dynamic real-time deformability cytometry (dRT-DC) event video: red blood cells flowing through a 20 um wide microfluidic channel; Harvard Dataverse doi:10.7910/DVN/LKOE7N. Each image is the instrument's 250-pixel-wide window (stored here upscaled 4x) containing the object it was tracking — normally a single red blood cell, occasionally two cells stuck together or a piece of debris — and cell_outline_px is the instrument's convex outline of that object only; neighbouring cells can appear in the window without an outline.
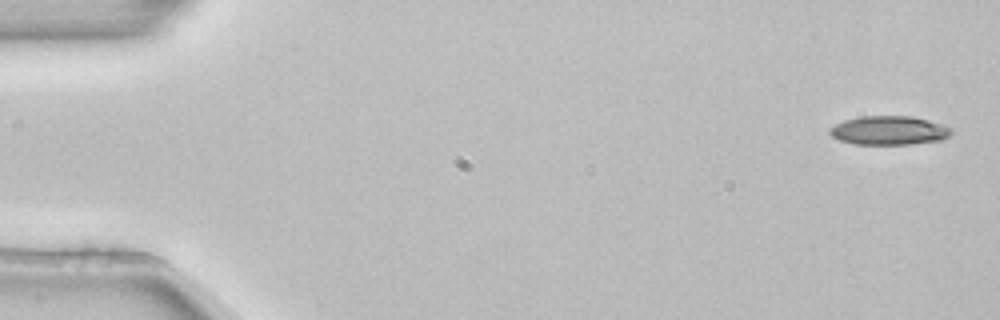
{"species": "common noctule bat (a hibernating species)", "species_latin": "Nyctalus noctula", "temperature_condition": "room temperature", "stored_images_in_passage": 4, "camera_frame_rate_fps": 3000, "um_per_image_px": 0.085, "animal": {"sex": "female", "body_mass_g": 22.7, "forearm_length_mm": 54.2}, "frame": {"image": 1, "passage_image": 1, "time_ms": 0.0, "image_size_px": [1000, 320], "cell_outline_px": [[952, 132], [948, 136], [940, 140], [912, 144], [852, 144], [840, 140], [832, 136], [828, 132], [836, 124], [844, 120], [860, 116], [912, 116], [928, 120], [952, 128]], "centroid_in_image_um": [75.56, 11.09], "position_along_channel_um": 9.4, "area_um2": 20.35}}
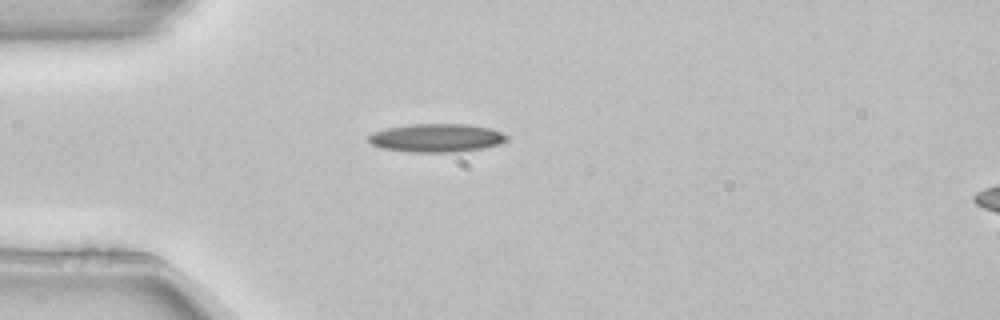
{"frame": {"image": 2, "passage_image": 4, "time_ms": 1.0, "image_size_px": [1000, 320], "cell_outline_px": [[508, 140], [500, 144], [484, 148], [460, 152], [408, 152], [384, 148], [372, 144], [368, 140], [368, 136], [372, 132], [388, 128], [412, 124], [468, 124], [488, 128], [500, 132], [508, 136]], "centroid_in_image_um": [37.13, 11.73], "position_along_channel_um": 47.9, "area_um2": 22.83}}